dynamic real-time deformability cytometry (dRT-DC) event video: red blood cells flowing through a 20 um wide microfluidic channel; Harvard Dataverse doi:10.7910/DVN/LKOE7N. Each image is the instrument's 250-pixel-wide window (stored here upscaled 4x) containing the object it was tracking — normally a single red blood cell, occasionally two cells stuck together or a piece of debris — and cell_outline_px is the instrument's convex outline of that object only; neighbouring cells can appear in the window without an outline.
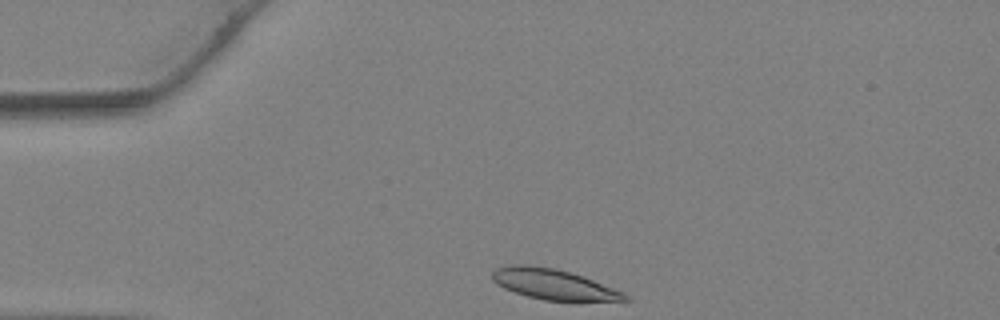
{"species": "Egyptian fruit bat (a non-hibernating species)", "species_latin": "Rousettus aegyptiacus", "temperature_condition": "warm", "stored_images_in_passage": 23, "camera_frame_rate_fps": 3000, "um_per_image_px": 0.085, "animal": {"sex": "female"}, "frame": {"image": 1, "passage_image": 1, "time_ms": 0.0, "image_size_px": [1000, 320], "cell_outline_px": [[632, 300], [580, 304], [576, 304], [544, 300], [528, 296], [504, 288], [496, 284], [492, 280], [492, 272], [496, 268], [512, 264], [524, 264], [552, 268], [568, 272], [592, 280], [624, 292]], "centroid_in_image_um": [47.14, 24.23], "position_along_channel_um": 37.9, "area_um2": 24.28}}
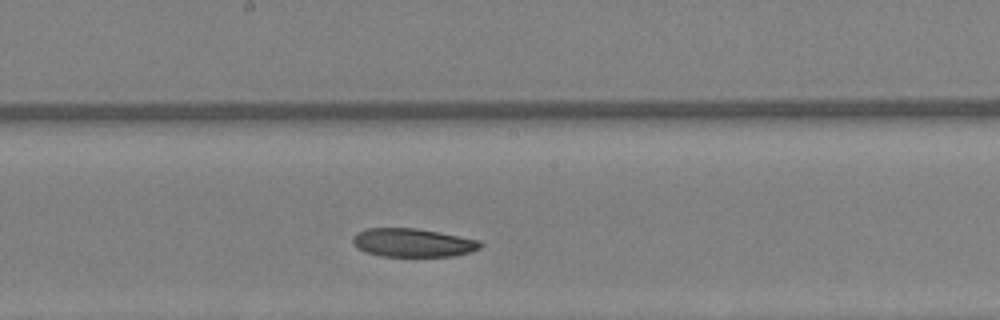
{"frame": {"image": 2, "passage_image": 13, "time_ms": 4.0, "image_size_px": [1000, 320], "cell_outline_px": [[484, 244], [480, 248], [472, 252], [456, 256], [380, 256], [364, 252], [356, 248], [352, 240], [352, 236], [356, 232], [364, 228], [416, 228], [460, 236], [480, 240]], "centroid_in_image_um": [35.08, 20.63], "position_along_channel_um": 213.1, "area_um2": 21.5}}
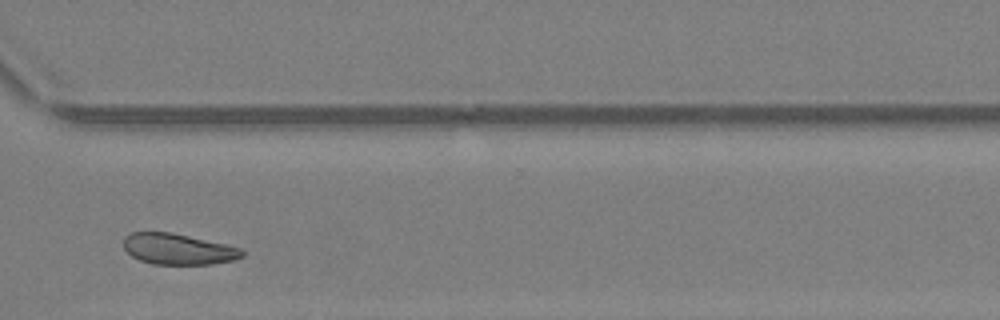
{"frame": {"image": 3, "passage_image": 21, "time_ms": 6.667, "image_size_px": [1000, 320], "cell_outline_px": [[244, 256], [232, 260], [212, 264], [152, 264], [140, 260], [132, 256], [124, 248], [124, 236], [132, 232], [172, 232], [244, 248]], "centroid_in_image_um": [15.16, 21.16], "position_along_channel_um": 355.4, "area_um2": 21.44}}